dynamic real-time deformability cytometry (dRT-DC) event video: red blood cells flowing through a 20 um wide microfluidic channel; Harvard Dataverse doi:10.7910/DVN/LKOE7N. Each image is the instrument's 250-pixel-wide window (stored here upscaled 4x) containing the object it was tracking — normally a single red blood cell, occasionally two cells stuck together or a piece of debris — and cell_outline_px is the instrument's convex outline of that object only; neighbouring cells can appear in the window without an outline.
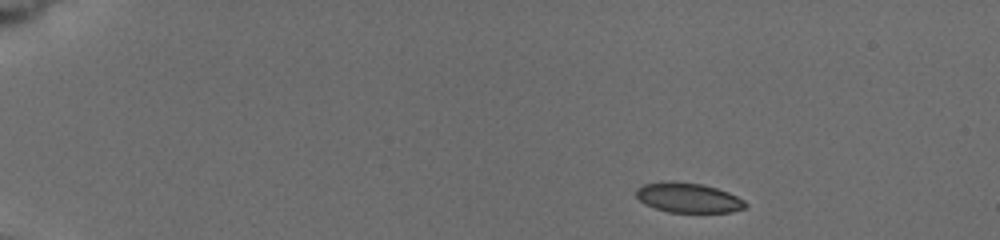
{"species": "common noctule bat (a hibernating species)", "species_latin": "Nyctalus noctula", "temperature_condition": "cold", "stored_images_in_passage": 5, "camera_frame_rate_fps": 3000, "um_per_image_px": 0.085, "animal": {"sex": "female", "body_mass_g": 19.5, "forearm_length_mm": 54.1}, "frame": {"image": 1, "passage_image": 1, "time_ms": 0.0, "image_size_px": [1000, 240], "cell_outline_px": [[748, 204], [744, 208], [732, 212], [668, 212], [644, 204], [636, 196], [636, 188], [644, 184], [664, 180], [672, 180], [700, 184], [716, 188], [728, 192], [744, 200]], "centroid_in_image_um": [58.47, 16.79], "position_along_channel_um": 26.5, "area_um2": 19.07}}
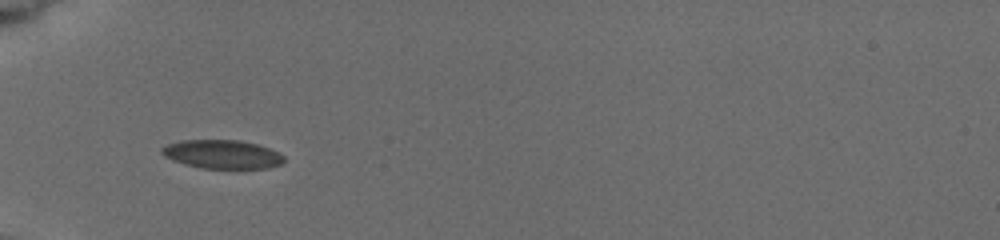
{"frame": {"image": 2, "passage_image": 5, "time_ms": 3.667, "image_size_px": [1000, 240], "cell_outline_px": [[284, 160], [280, 164], [268, 168], [200, 168], [184, 164], [172, 160], [164, 156], [160, 152], [160, 148], [168, 144], [180, 140], [240, 140], [260, 144], [284, 156]], "centroid_in_image_um": [18.85, 13.1], "position_along_channel_um": 66.1, "area_um2": 20.46}}